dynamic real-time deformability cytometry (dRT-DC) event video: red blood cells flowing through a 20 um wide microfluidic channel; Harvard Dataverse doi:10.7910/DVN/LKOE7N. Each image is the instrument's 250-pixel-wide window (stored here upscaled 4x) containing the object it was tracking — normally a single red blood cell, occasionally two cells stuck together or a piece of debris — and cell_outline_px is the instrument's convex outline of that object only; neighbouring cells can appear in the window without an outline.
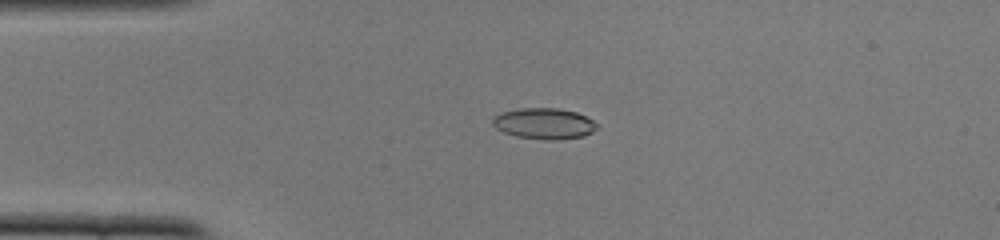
{"species": "common noctule bat (a hibernating species)", "species_latin": "Nyctalus noctula", "temperature_condition": "cold", "stored_images_in_passage": 52, "camera_frame_rate_fps": 3000, "um_per_image_px": 0.085, "animal": {"sex": "female", "body_mass_g": 22.0, "forearm_length_mm": 56.7}, "frame": {"image": 1, "passage_image": 12, "time_ms": 3.667, "image_size_px": [1000, 240], "cell_outline_px": [[600, 124], [592, 132], [584, 136], [556, 140], [544, 140], [516, 136], [504, 132], [496, 128], [492, 124], [492, 120], [500, 112], [520, 108], [560, 108], [576, 112]], "centroid_in_image_um": [46.26, 10.5], "position_along_channel_um": 38.7, "area_um2": 18.9}}
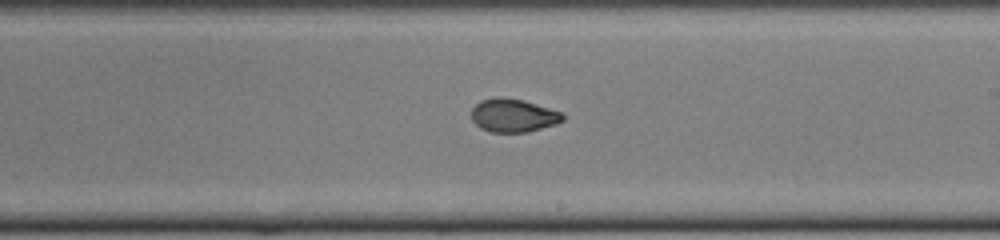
{"frame": {"image": 2, "passage_image": 30, "time_ms": 9.667, "image_size_px": [1000, 240], "cell_outline_px": [[564, 120], [556, 124], [528, 132], [492, 132], [480, 128], [472, 120], [472, 108], [480, 100], [496, 96], [500, 96], [524, 100], [560, 112], [564, 116]], "centroid_in_image_um": [43.6, 9.8], "position_along_channel_um": 245.4, "area_um2": 17.74}}
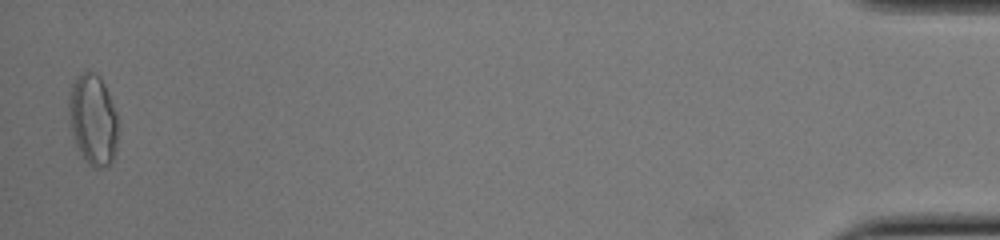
{"frame": {"image": 3, "passage_image": 51, "time_ms": 16.667, "image_size_px": [1000, 240], "cell_outline_px": [[120, 128], [116, 152], [112, 160], [104, 168], [92, 168], [84, 160], [72, 136], [68, 112], [68, 104], [72, 84], [76, 76], [80, 72], [88, 68], [96, 72], [100, 76], [104, 84], [116, 112]], "centroid_in_image_um": [7.92, 10.16], "position_along_channel_um": 427.3, "area_um2": 26.82}, "authors_computed_cell_mechanics": {"area_um2": 18.2648, "velocity_mm_per_s": 3.8844, "shape_relaxation_time_tau1_ms": 5.9178, "shape_relaxation_time_tau2_ms": 1.4576, "deformation_change_tau1": 0.1782, "deformation_change_tau2": 0.0456}}